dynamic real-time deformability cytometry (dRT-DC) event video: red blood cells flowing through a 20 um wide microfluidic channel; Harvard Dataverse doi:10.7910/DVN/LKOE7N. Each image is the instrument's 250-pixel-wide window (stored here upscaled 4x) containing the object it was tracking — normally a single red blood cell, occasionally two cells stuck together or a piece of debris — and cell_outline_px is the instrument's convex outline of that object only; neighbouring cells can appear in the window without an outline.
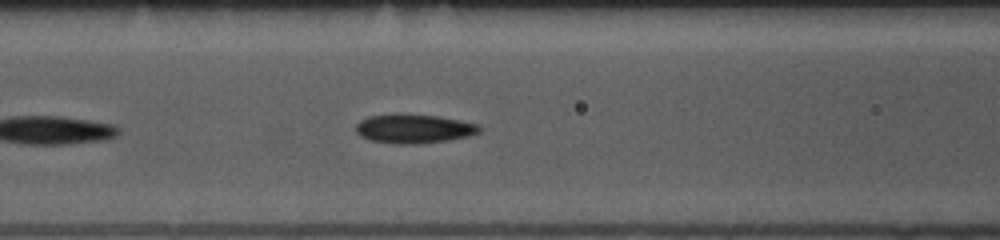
{"species": "common noctule bat (a hibernating species)", "species_latin": "Nyctalus noctula", "temperature_condition": "room temperature", "stored_images_in_passage": 28, "camera_frame_rate_fps": 3000, "um_per_image_px": 0.085, "animal": {"sex": "female", "body_mass_g": 10.0, "forearm_length_mm": 53.1}, "frame": {"image": 1, "passage_image": 9, "time_ms": 2.667, "image_size_px": [1000, 240], "cell_outline_px": [[480, 132], [468, 136], [448, 140], [412, 144], [396, 144], [372, 140], [360, 136], [356, 132], [356, 124], [360, 120], [368, 116], [396, 112], [436, 116], [460, 120], [480, 124]], "centroid_in_image_um": [35.15, 10.91], "position_along_channel_um": 131.5, "area_um2": 21.15}, "authors_computed_cell_mechanics": {"area_um2": 20.4323, "velocity_mm_per_s": 3.7345, "shape_relaxation_time_tau1_ms": 0.6991, "shape_relaxation_time_tau2_ms": null, "deformation_change_tau1": 0.0509, "deformation_change_tau2": null}}